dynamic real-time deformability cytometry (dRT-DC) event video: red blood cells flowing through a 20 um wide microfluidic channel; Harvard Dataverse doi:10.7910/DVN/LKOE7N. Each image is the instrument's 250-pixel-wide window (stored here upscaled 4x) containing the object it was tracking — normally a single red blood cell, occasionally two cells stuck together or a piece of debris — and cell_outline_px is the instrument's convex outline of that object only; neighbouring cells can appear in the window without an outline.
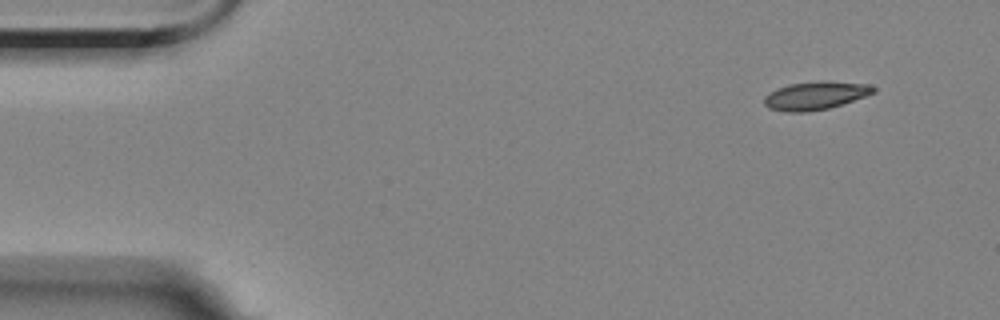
{"species": "Egyptian fruit bat (a non-hibernating species)", "species_latin": "Rousettus aegyptiacus", "temperature_condition": "room temperature", "stored_images_in_passage": 3, "camera_frame_rate_fps": 3000, "um_per_image_px": 0.085, "animal": {"sex": "female"}, "frame": {"image": 1, "passage_image": 1, "time_ms": 0.0, "image_size_px": [1000, 320], "cell_outline_px": [[876, 92], [828, 108], [808, 112], [788, 112], [768, 108], [764, 104], [764, 96], [776, 88], [788, 84], [824, 80], [868, 84], [876, 88]], "centroid_in_image_um": [69.28, 8.11], "position_along_channel_um": 15.7, "area_um2": 17.92}}